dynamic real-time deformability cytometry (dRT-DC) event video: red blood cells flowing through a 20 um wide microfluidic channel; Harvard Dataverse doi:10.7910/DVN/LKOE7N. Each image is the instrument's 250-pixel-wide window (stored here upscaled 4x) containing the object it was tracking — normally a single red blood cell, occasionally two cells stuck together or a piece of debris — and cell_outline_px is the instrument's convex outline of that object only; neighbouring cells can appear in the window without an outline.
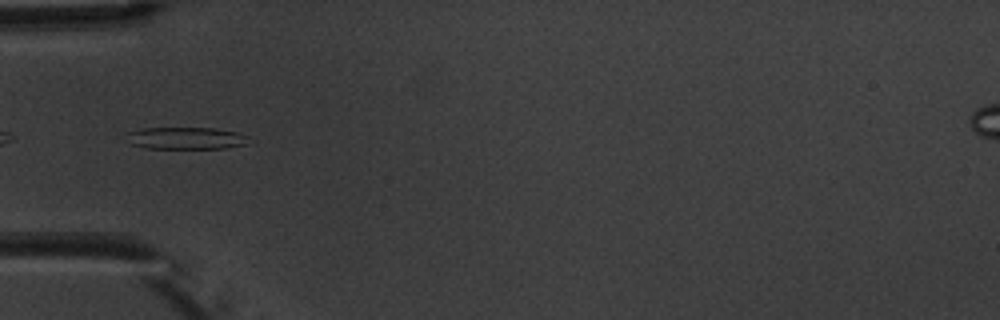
{"species": "common noctule bat (a hibernating species)", "species_latin": "Nyctalus noctula", "temperature_condition": "warm", "stored_images_in_passage": 5, "camera_frame_rate_fps": 3000, "um_per_image_px": 0.085, "animal": {"sex": "male", "body_mass_g": 20.1, "forearm_length_mm": 53.5}, "frame": {"image": 1, "passage_image": 5, "time_ms": 5.333, "image_size_px": [1000, 320], "cell_outline_px": [[248, 144], [228, 148], [144, 148], [128, 144], [124, 132], [144, 128], [212, 128], [236, 132], [248, 136]], "centroid_in_image_um": [15.73, 11.75], "position_along_channel_um": 69.3, "area_um2": 15.95}}